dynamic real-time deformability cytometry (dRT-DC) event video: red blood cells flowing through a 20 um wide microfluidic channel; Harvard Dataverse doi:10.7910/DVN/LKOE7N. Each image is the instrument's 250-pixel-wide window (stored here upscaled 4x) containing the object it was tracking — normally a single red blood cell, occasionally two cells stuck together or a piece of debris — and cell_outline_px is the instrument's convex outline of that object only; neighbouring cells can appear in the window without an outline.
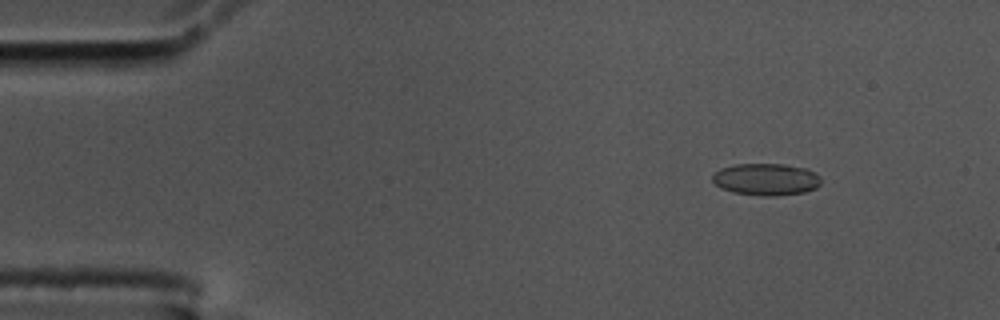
{"species": "common noctule bat (a hibernating species)", "species_latin": "Nyctalus noctula", "temperature_condition": "cold", "stored_images_in_passage": 55, "camera_frame_rate_fps": 3000, "um_per_image_px": 0.085, "animal": {"sex": "male", "body_mass_g": 17.5, "forearm_length_mm": 52.3}, "frame": {"image": 1, "passage_image": 5, "time_ms": 1.333, "image_size_px": [1000, 320], "cell_outline_px": [[820, 184], [816, 188], [804, 192], [776, 196], [764, 196], [732, 192], [720, 188], [712, 180], [712, 172], [720, 168], [736, 164], [784, 164], [808, 168], [816, 172], [820, 176]], "centroid_in_image_um": [65.11, 15.24], "position_along_channel_um": 19.9, "area_um2": 20.52}}
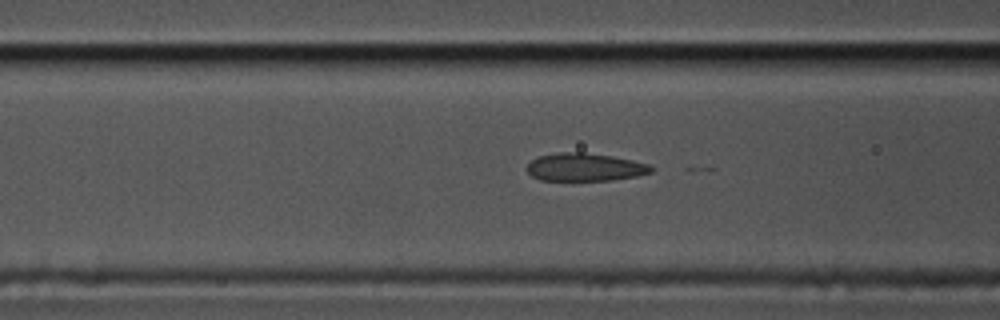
{"frame": {"image": 2, "passage_image": 20, "time_ms": 6.333, "image_size_px": [1000, 320], "cell_outline_px": [[652, 172], [636, 176], [612, 180], [540, 180], [532, 176], [524, 168], [532, 160], [540, 156], [560, 152], [584, 152], [612, 156], [632, 160], [648, 164], [652, 168]], "centroid_in_image_um": [49.69, 14.21], "position_along_channel_um": 116.9, "area_um2": 20.11}}
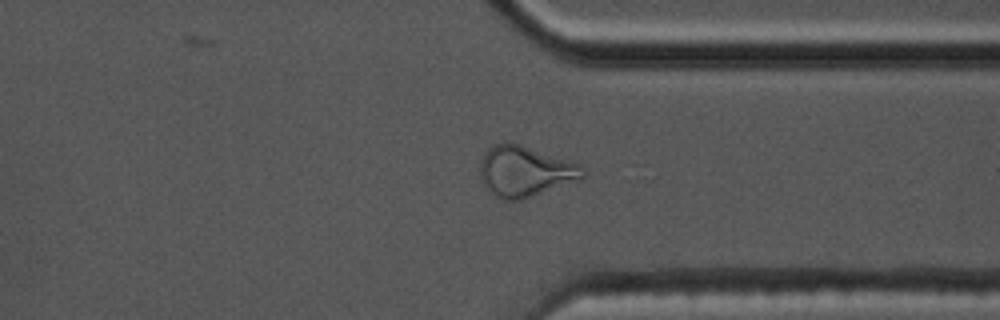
{"frame": {"image": 3, "passage_image": 41, "time_ms": 13.333, "image_size_px": [1000, 320], "cell_outline_px": [[588, 172], [580, 180], [520, 200], [504, 200], [496, 196], [484, 188], [480, 176], [480, 160], [484, 152], [492, 144], [504, 140], [520, 144], [580, 164]], "centroid_in_image_um": [44.6, 14.54], "position_along_channel_um": 366.8, "area_um2": 30.75}, "authors_computed_cell_mechanics": {"area_um2": 20.7502, "velocity_mm_per_s": 3.5782, "shape_relaxation_time_tau1_ms": null, "shape_relaxation_time_tau2_ms": 1.5927, "deformation_change_tau1": null, "deformation_change_tau2": 0.0901}}